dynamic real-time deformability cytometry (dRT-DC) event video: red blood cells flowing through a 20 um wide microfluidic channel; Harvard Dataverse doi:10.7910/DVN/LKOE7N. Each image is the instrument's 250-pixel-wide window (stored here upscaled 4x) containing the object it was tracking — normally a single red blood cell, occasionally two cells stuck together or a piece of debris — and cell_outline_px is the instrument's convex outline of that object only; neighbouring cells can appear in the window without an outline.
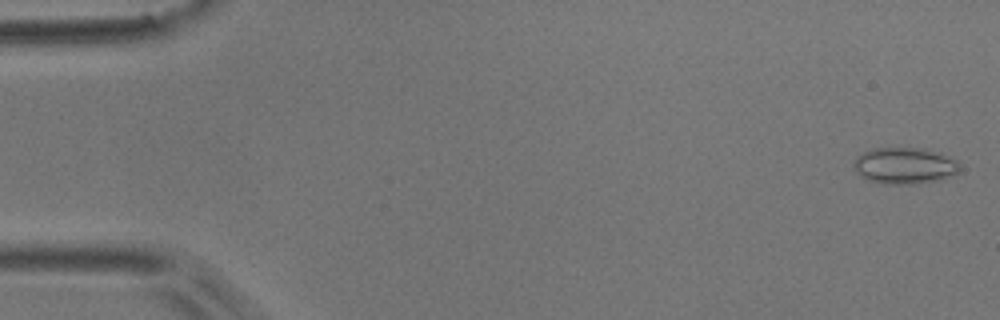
{"species": "common noctule bat (a hibernating species)", "species_latin": "Nyctalus noctula", "temperature_condition": "room temperature", "stored_images_in_passage": 5, "camera_frame_rate_fps": 3000, "um_per_image_px": 0.085, "animal": {"sex": "male", "body_mass_g": 17.9}, "frame": {"image": 1, "passage_image": 1, "time_ms": 0.0, "image_size_px": [1000, 320], "cell_outline_px": [[960, 168], [956, 176], [940, 180], [912, 184], [884, 184], [868, 180], [860, 176], [856, 172], [852, 164], [864, 152], [876, 148], [924, 148], [956, 160], [960, 164]], "centroid_in_image_um": [76.92, 14.11], "position_along_channel_um": 8.1, "area_um2": 22.48}}